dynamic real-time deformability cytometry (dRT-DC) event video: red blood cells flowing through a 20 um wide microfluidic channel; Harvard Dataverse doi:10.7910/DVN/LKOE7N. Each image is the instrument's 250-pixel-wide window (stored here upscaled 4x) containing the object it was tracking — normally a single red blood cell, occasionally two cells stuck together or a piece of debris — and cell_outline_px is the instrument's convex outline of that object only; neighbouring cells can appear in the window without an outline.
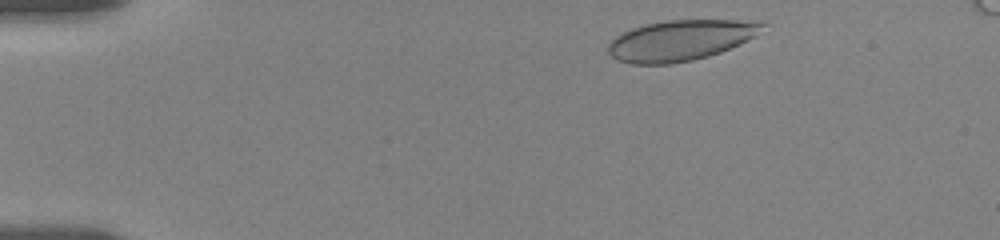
{"species": "human", "species_latin": "Homo sapiens", "temperature_condition": "room temperature", "stored_images_in_passage": 36, "camera_frame_rate_fps": 3000, "um_per_image_px": 0.085, "donor": {"sex": "female"}, "frame": {"image": 1, "passage_image": 3, "time_ms": 0.667, "image_size_px": [1000, 240], "cell_outline_px": [[768, 24], [756, 36], [740, 44], [720, 52], [708, 56], [692, 60], [672, 64], [628, 64], [616, 60], [608, 52], [608, 44], [616, 36], [632, 28], [648, 24], [668, 20], [764, 20]], "centroid_in_image_um": [57.9, 3.42], "position_along_channel_um": 27.1, "area_um2": 36.76}}
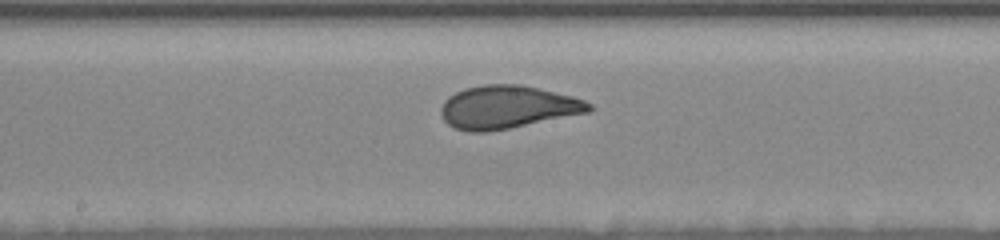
{"frame": {"image": 2, "passage_image": 19, "time_ms": 6.0, "image_size_px": [1000, 240], "cell_outline_px": [[592, 112], [488, 132], [472, 132], [452, 128], [444, 120], [440, 112], [440, 108], [444, 100], [448, 96], [464, 88], [484, 84], [520, 84], [540, 88], [572, 96], [584, 100], [592, 104]], "centroid_in_image_um": [43.13, 9.1], "position_along_channel_um": 205.1, "area_um2": 37.4}}
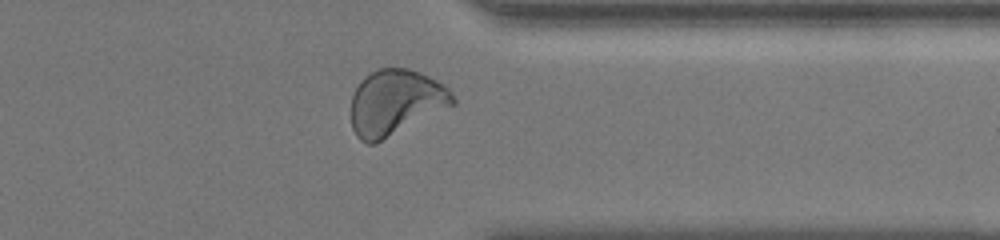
{"frame": {"image": 3, "passage_image": 29, "time_ms": 9.333, "image_size_px": [1000, 240], "cell_outline_px": [[456, 104], [376, 144], [368, 144], [360, 140], [356, 136], [352, 128], [352, 96], [360, 80], [364, 76], [380, 68], [408, 68], [420, 72], [444, 84], [452, 92], [456, 100]], "centroid_in_image_um": [33.63, 8.72], "position_along_channel_um": 377.8, "area_um2": 39.13}}